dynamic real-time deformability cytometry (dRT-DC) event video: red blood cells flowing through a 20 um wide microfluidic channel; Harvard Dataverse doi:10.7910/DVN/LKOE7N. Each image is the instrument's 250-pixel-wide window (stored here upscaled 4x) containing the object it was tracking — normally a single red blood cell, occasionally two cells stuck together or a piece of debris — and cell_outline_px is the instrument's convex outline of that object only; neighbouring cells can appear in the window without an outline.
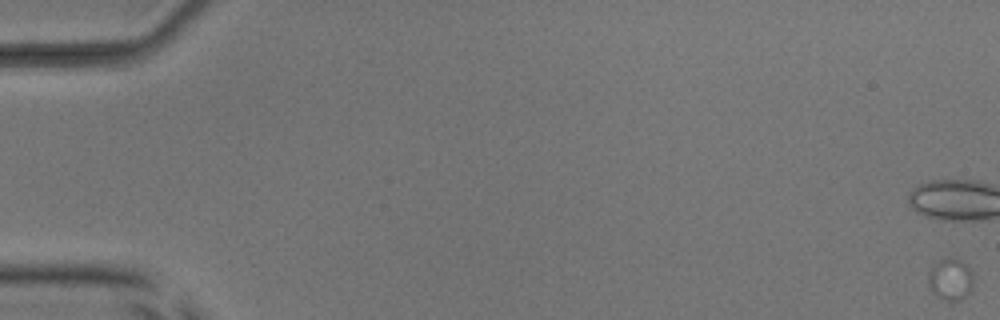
{"species": "common noctule bat (a hibernating species)", "species_latin": "Nyctalus noctula", "temperature_condition": "room temperature", "stored_images_in_passage": 56, "segment_of_instrument_passage": [1, 2], "camera_frame_rate_fps": 3000, "um_per_image_px": 0.085, "animal": {"sex": "male", "body_mass_g": 17.9, "forearm_length_mm": 54.2}, "frame": {"image": 1, "passage_image": 1, "time_ms": 0.0, "image_size_px": [1000, 320], "cell_outline_px": [[972, 292], [960, 300], [948, 300], [936, 296], [932, 292], [928, 284], [928, 276], [932, 268], [940, 260], [952, 256], [956, 256], [968, 268], [972, 276]], "centroid_in_image_um": [80.8, 23.75], "position_along_channel_um": 4.2, "area_um2": 10.87}}